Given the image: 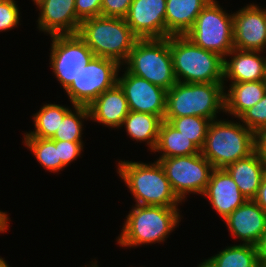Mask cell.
I'll use <instances>...</instances> for the list:
<instances>
[{"instance_id":"obj_27","label":"cell","mask_w":266,"mask_h":267,"mask_svg":"<svg viewBox=\"0 0 266 267\" xmlns=\"http://www.w3.org/2000/svg\"><path fill=\"white\" fill-rule=\"evenodd\" d=\"M23 143L35 156L36 160L49 172H59L65 168L59 158L55 140L37 137H23Z\"/></svg>"},{"instance_id":"obj_19","label":"cell","mask_w":266,"mask_h":267,"mask_svg":"<svg viewBox=\"0 0 266 267\" xmlns=\"http://www.w3.org/2000/svg\"><path fill=\"white\" fill-rule=\"evenodd\" d=\"M88 109L90 120L114 129L122 127L129 113L125 93L118 83L100 94Z\"/></svg>"},{"instance_id":"obj_28","label":"cell","mask_w":266,"mask_h":267,"mask_svg":"<svg viewBox=\"0 0 266 267\" xmlns=\"http://www.w3.org/2000/svg\"><path fill=\"white\" fill-rule=\"evenodd\" d=\"M63 118L52 140L83 142V120L90 119L89 109L85 106H73ZM73 111V112H72Z\"/></svg>"},{"instance_id":"obj_40","label":"cell","mask_w":266,"mask_h":267,"mask_svg":"<svg viewBox=\"0 0 266 267\" xmlns=\"http://www.w3.org/2000/svg\"><path fill=\"white\" fill-rule=\"evenodd\" d=\"M0 267H10L2 257H0Z\"/></svg>"},{"instance_id":"obj_43","label":"cell","mask_w":266,"mask_h":267,"mask_svg":"<svg viewBox=\"0 0 266 267\" xmlns=\"http://www.w3.org/2000/svg\"><path fill=\"white\" fill-rule=\"evenodd\" d=\"M34 2V4H36L39 0H32Z\"/></svg>"},{"instance_id":"obj_26","label":"cell","mask_w":266,"mask_h":267,"mask_svg":"<svg viewBox=\"0 0 266 267\" xmlns=\"http://www.w3.org/2000/svg\"><path fill=\"white\" fill-rule=\"evenodd\" d=\"M217 267H258L256 246L230 245L209 258Z\"/></svg>"},{"instance_id":"obj_39","label":"cell","mask_w":266,"mask_h":267,"mask_svg":"<svg viewBox=\"0 0 266 267\" xmlns=\"http://www.w3.org/2000/svg\"><path fill=\"white\" fill-rule=\"evenodd\" d=\"M197 267H217L209 258L201 262Z\"/></svg>"},{"instance_id":"obj_38","label":"cell","mask_w":266,"mask_h":267,"mask_svg":"<svg viewBox=\"0 0 266 267\" xmlns=\"http://www.w3.org/2000/svg\"><path fill=\"white\" fill-rule=\"evenodd\" d=\"M8 219L10 218L8 217L6 212L0 210V233L7 232V229L9 227Z\"/></svg>"},{"instance_id":"obj_9","label":"cell","mask_w":266,"mask_h":267,"mask_svg":"<svg viewBox=\"0 0 266 267\" xmlns=\"http://www.w3.org/2000/svg\"><path fill=\"white\" fill-rule=\"evenodd\" d=\"M171 188L181 201L186 195L203 194L215 169L202 153L188 156L158 158Z\"/></svg>"},{"instance_id":"obj_35","label":"cell","mask_w":266,"mask_h":267,"mask_svg":"<svg viewBox=\"0 0 266 267\" xmlns=\"http://www.w3.org/2000/svg\"><path fill=\"white\" fill-rule=\"evenodd\" d=\"M255 152L266 162V126L254 133Z\"/></svg>"},{"instance_id":"obj_16","label":"cell","mask_w":266,"mask_h":267,"mask_svg":"<svg viewBox=\"0 0 266 267\" xmlns=\"http://www.w3.org/2000/svg\"><path fill=\"white\" fill-rule=\"evenodd\" d=\"M223 221L231 235L243 241L242 244L256 246L266 231V213L253 199L246 200Z\"/></svg>"},{"instance_id":"obj_7","label":"cell","mask_w":266,"mask_h":267,"mask_svg":"<svg viewBox=\"0 0 266 267\" xmlns=\"http://www.w3.org/2000/svg\"><path fill=\"white\" fill-rule=\"evenodd\" d=\"M129 73L142 77L165 90L177 82L170 53L169 37L138 39L123 64Z\"/></svg>"},{"instance_id":"obj_18","label":"cell","mask_w":266,"mask_h":267,"mask_svg":"<svg viewBox=\"0 0 266 267\" xmlns=\"http://www.w3.org/2000/svg\"><path fill=\"white\" fill-rule=\"evenodd\" d=\"M259 51L233 49L224 58V81L231 83L264 81L266 57ZM230 57L231 60L226 58ZM228 78V79H227Z\"/></svg>"},{"instance_id":"obj_6","label":"cell","mask_w":266,"mask_h":267,"mask_svg":"<svg viewBox=\"0 0 266 267\" xmlns=\"http://www.w3.org/2000/svg\"><path fill=\"white\" fill-rule=\"evenodd\" d=\"M255 152L254 132L240 121L215 119L210 123L202 155L215 169H225Z\"/></svg>"},{"instance_id":"obj_11","label":"cell","mask_w":266,"mask_h":267,"mask_svg":"<svg viewBox=\"0 0 266 267\" xmlns=\"http://www.w3.org/2000/svg\"><path fill=\"white\" fill-rule=\"evenodd\" d=\"M50 66L63 89L77 79L95 56L78 34L52 35Z\"/></svg>"},{"instance_id":"obj_24","label":"cell","mask_w":266,"mask_h":267,"mask_svg":"<svg viewBox=\"0 0 266 267\" xmlns=\"http://www.w3.org/2000/svg\"><path fill=\"white\" fill-rule=\"evenodd\" d=\"M163 120L149 113L129 111L124 118L122 126L125 127L127 135L133 141L146 142L151 152L155 149L159 134V128Z\"/></svg>"},{"instance_id":"obj_2","label":"cell","mask_w":266,"mask_h":267,"mask_svg":"<svg viewBox=\"0 0 266 267\" xmlns=\"http://www.w3.org/2000/svg\"><path fill=\"white\" fill-rule=\"evenodd\" d=\"M117 167V173L133 194L136 205L178 207L182 204L159 161L146 164L119 160Z\"/></svg>"},{"instance_id":"obj_33","label":"cell","mask_w":266,"mask_h":267,"mask_svg":"<svg viewBox=\"0 0 266 267\" xmlns=\"http://www.w3.org/2000/svg\"><path fill=\"white\" fill-rule=\"evenodd\" d=\"M133 0H102L101 15L125 18Z\"/></svg>"},{"instance_id":"obj_22","label":"cell","mask_w":266,"mask_h":267,"mask_svg":"<svg viewBox=\"0 0 266 267\" xmlns=\"http://www.w3.org/2000/svg\"><path fill=\"white\" fill-rule=\"evenodd\" d=\"M224 93L225 114L239 118L259 102L266 93L265 81L231 83ZM227 92V93H226Z\"/></svg>"},{"instance_id":"obj_12","label":"cell","mask_w":266,"mask_h":267,"mask_svg":"<svg viewBox=\"0 0 266 267\" xmlns=\"http://www.w3.org/2000/svg\"><path fill=\"white\" fill-rule=\"evenodd\" d=\"M118 84L125 93L129 111L149 113L164 119L167 90L126 69L121 77L118 76Z\"/></svg>"},{"instance_id":"obj_29","label":"cell","mask_w":266,"mask_h":267,"mask_svg":"<svg viewBox=\"0 0 266 267\" xmlns=\"http://www.w3.org/2000/svg\"><path fill=\"white\" fill-rule=\"evenodd\" d=\"M171 126L182 135L189 138L200 150L203 148L206 135L212 120L199 116H184L176 118H164Z\"/></svg>"},{"instance_id":"obj_8","label":"cell","mask_w":266,"mask_h":267,"mask_svg":"<svg viewBox=\"0 0 266 267\" xmlns=\"http://www.w3.org/2000/svg\"><path fill=\"white\" fill-rule=\"evenodd\" d=\"M195 45L226 57L233 49V14L211 0L185 34Z\"/></svg>"},{"instance_id":"obj_15","label":"cell","mask_w":266,"mask_h":267,"mask_svg":"<svg viewBox=\"0 0 266 267\" xmlns=\"http://www.w3.org/2000/svg\"><path fill=\"white\" fill-rule=\"evenodd\" d=\"M38 30L50 36L77 34L81 21L75 12V0H39Z\"/></svg>"},{"instance_id":"obj_13","label":"cell","mask_w":266,"mask_h":267,"mask_svg":"<svg viewBox=\"0 0 266 267\" xmlns=\"http://www.w3.org/2000/svg\"><path fill=\"white\" fill-rule=\"evenodd\" d=\"M234 48L243 51L266 50V9L254 3L233 13Z\"/></svg>"},{"instance_id":"obj_3","label":"cell","mask_w":266,"mask_h":267,"mask_svg":"<svg viewBox=\"0 0 266 267\" xmlns=\"http://www.w3.org/2000/svg\"><path fill=\"white\" fill-rule=\"evenodd\" d=\"M170 53L177 82H224V57L195 45L185 35L169 36Z\"/></svg>"},{"instance_id":"obj_42","label":"cell","mask_w":266,"mask_h":267,"mask_svg":"<svg viewBox=\"0 0 266 267\" xmlns=\"http://www.w3.org/2000/svg\"><path fill=\"white\" fill-rule=\"evenodd\" d=\"M258 267H266V264H260Z\"/></svg>"},{"instance_id":"obj_17","label":"cell","mask_w":266,"mask_h":267,"mask_svg":"<svg viewBox=\"0 0 266 267\" xmlns=\"http://www.w3.org/2000/svg\"><path fill=\"white\" fill-rule=\"evenodd\" d=\"M202 196L207 197L212 208L222 219L228 217L247 200L225 169L212 171L210 181Z\"/></svg>"},{"instance_id":"obj_41","label":"cell","mask_w":266,"mask_h":267,"mask_svg":"<svg viewBox=\"0 0 266 267\" xmlns=\"http://www.w3.org/2000/svg\"><path fill=\"white\" fill-rule=\"evenodd\" d=\"M90 263H91V266H90V265H88L87 267H98V264H97V263H98V261H97V260H96V261H94V262H93V261H91ZM82 267H83V266H82ZM85 267H86V266H85Z\"/></svg>"},{"instance_id":"obj_37","label":"cell","mask_w":266,"mask_h":267,"mask_svg":"<svg viewBox=\"0 0 266 267\" xmlns=\"http://www.w3.org/2000/svg\"><path fill=\"white\" fill-rule=\"evenodd\" d=\"M257 256L260 264H266V231L256 244Z\"/></svg>"},{"instance_id":"obj_31","label":"cell","mask_w":266,"mask_h":267,"mask_svg":"<svg viewBox=\"0 0 266 267\" xmlns=\"http://www.w3.org/2000/svg\"><path fill=\"white\" fill-rule=\"evenodd\" d=\"M20 9L15 0H0V32L19 25Z\"/></svg>"},{"instance_id":"obj_23","label":"cell","mask_w":266,"mask_h":267,"mask_svg":"<svg viewBox=\"0 0 266 267\" xmlns=\"http://www.w3.org/2000/svg\"><path fill=\"white\" fill-rule=\"evenodd\" d=\"M152 152H160L159 158H170L197 154L201 150L189 138L163 120L156 147Z\"/></svg>"},{"instance_id":"obj_14","label":"cell","mask_w":266,"mask_h":267,"mask_svg":"<svg viewBox=\"0 0 266 267\" xmlns=\"http://www.w3.org/2000/svg\"><path fill=\"white\" fill-rule=\"evenodd\" d=\"M166 0H133L124 18L138 39L166 38Z\"/></svg>"},{"instance_id":"obj_21","label":"cell","mask_w":266,"mask_h":267,"mask_svg":"<svg viewBox=\"0 0 266 267\" xmlns=\"http://www.w3.org/2000/svg\"><path fill=\"white\" fill-rule=\"evenodd\" d=\"M211 0H166V38L185 35Z\"/></svg>"},{"instance_id":"obj_25","label":"cell","mask_w":266,"mask_h":267,"mask_svg":"<svg viewBox=\"0 0 266 267\" xmlns=\"http://www.w3.org/2000/svg\"><path fill=\"white\" fill-rule=\"evenodd\" d=\"M68 107L59 104H44L33 114L35 130L24 133V137L52 139L64 116L70 111Z\"/></svg>"},{"instance_id":"obj_34","label":"cell","mask_w":266,"mask_h":267,"mask_svg":"<svg viewBox=\"0 0 266 267\" xmlns=\"http://www.w3.org/2000/svg\"><path fill=\"white\" fill-rule=\"evenodd\" d=\"M102 0H75L77 18L83 20L101 16Z\"/></svg>"},{"instance_id":"obj_5","label":"cell","mask_w":266,"mask_h":267,"mask_svg":"<svg viewBox=\"0 0 266 267\" xmlns=\"http://www.w3.org/2000/svg\"><path fill=\"white\" fill-rule=\"evenodd\" d=\"M224 83L176 84L167 91L164 118L199 116L209 120L217 119L225 111Z\"/></svg>"},{"instance_id":"obj_4","label":"cell","mask_w":266,"mask_h":267,"mask_svg":"<svg viewBox=\"0 0 266 267\" xmlns=\"http://www.w3.org/2000/svg\"><path fill=\"white\" fill-rule=\"evenodd\" d=\"M78 36L95 56L108 58L123 65L138 38L124 18L97 16L80 23Z\"/></svg>"},{"instance_id":"obj_10","label":"cell","mask_w":266,"mask_h":267,"mask_svg":"<svg viewBox=\"0 0 266 267\" xmlns=\"http://www.w3.org/2000/svg\"><path fill=\"white\" fill-rule=\"evenodd\" d=\"M121 67L115 60L94 56L65 89L72 105L88 107L100 94L114 87Z\"/></svg>"},{"instance_id":"obj_1","label":"cell","mask_w":266,"mask_h":267,"mask_svg":"<svg viewBox=\"0 0 266 267\" xmlns=\"http://www.w3.org/2000/svg\"><path fill=\"white\" fill-rule=\"evenodd\" d=\"M178 207L136 205L129 211L117 237L120 247L161 243L181 221Z\"/></svg>"},{"instance_id":"obj_30","label":"cell","mask_w":266,"mask_h":267,"mask_svg":"<svg viewBox=\"0 0 266 267\" xmlns=\"http://www.w3.org/2000/svg\"><path fill=\"white\" fill-rule=\"evenodd\" d=\"M238 119L254 133L266 126V93L259 102L246 110Z\"/></svg>"},{"instance_id":"obj_32","label":"cell","mask_w":266,"mask_h":267,"mask_svg":"<svg viewBox=\"0 0 266 267\" xmlns=\"http://www.w3.org/2000/svg\"><path fill=\"white\" fill-rule=\"evenodd\" d=\"M55 145L58 147L59 158L62 164L66 167L71 162L81 157V151H83V142H70L55 140Z\"/></svg>"},{"instance_id":"obj_20","label":"cell","mask_w":266,"mask_h":267,"mask_svg":"<svg viewBox=\"0 0 266 267\" xmlns=\"http://www.w3.org/2000/svg\"><path fill=\"white\" fill-rule=\"evenodd\" d=\"M225 170L237 184L240 192L248 199H254L266 175V162L254 152L244 159L228 165Z\"/></svg>"},{"instance_id":"obj_36","label":"cell","mask_w":266,"mask_h":267,"mask_svg":"<svg viewBox=\"0 0 266 267\" xmlns=\"http://www.w3.org/2000/svg\"><path fill=\"white\" fill-rule=\"evenodd\" d=\"M266 213V175L263 177L256 197L253 199Z\"/></svg>"}]
</instances>
